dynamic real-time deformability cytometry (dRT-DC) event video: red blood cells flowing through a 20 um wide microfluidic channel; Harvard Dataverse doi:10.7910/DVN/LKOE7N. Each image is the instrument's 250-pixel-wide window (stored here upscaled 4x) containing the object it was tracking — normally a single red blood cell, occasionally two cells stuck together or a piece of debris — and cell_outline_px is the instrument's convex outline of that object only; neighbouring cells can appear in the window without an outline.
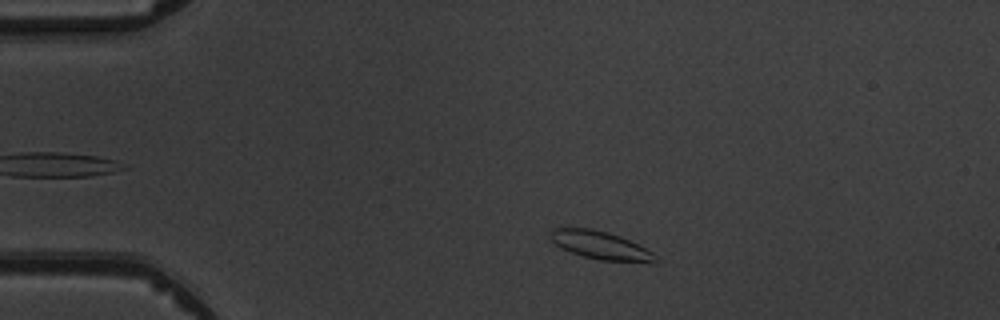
{"species": "common noctule bat (a hibernating species)", "species_latin": "Nyctalus noctula", "temperature_condition": "warm", "stored_images_in_passage": 6, "camera_frame_rate_fps": 3000, "um_per_image_px": 0.085, "animal": {"sex": "male", "body_mass_g": 19.5, "forearm_length_mm": 54.6}, "frame": {"image": 1, "passage_image": 1, "time_ms": 0.0, "image_size_px": [1000, 320], "cell_outline_px": [[660, 260], [596, 260], [572, 252], [556, 244], [552, 240], [548, 232], [552, 228], [592, 228], [608, 232], [620, 236], [652, 252]], "centroid_in_image_um": [50.94, 20.8], "position_along_channel_um": 34.1, "area_um2": 16.47}}
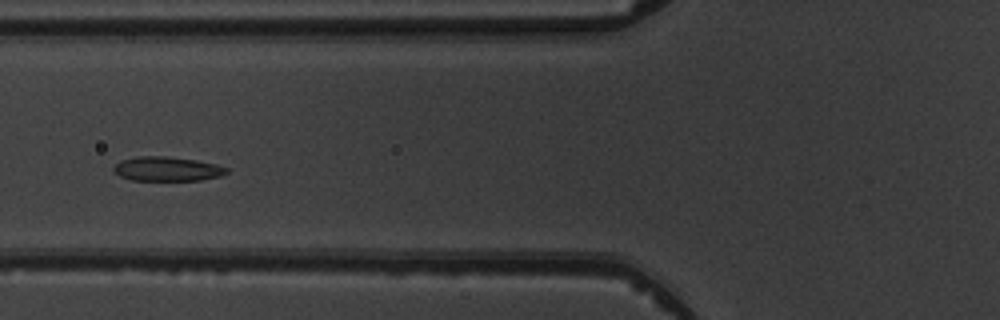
{"frame": {"image": 2, "passage_image": 3, "time_ms": 3.333, "image_size_px": [1000, 320], "cell_outline_px": [[228, 172], [220, 176], [200, 180], [132, 180], [120, 176], [112, 168], [120, 160], [136, 156], [164, 156], [196, 160], [216, 164], [228, 168]], "centroid_in_image_um": [14.2, 14.35], "position_along_channel_um": 111.6, "area_um2": 15.95}}
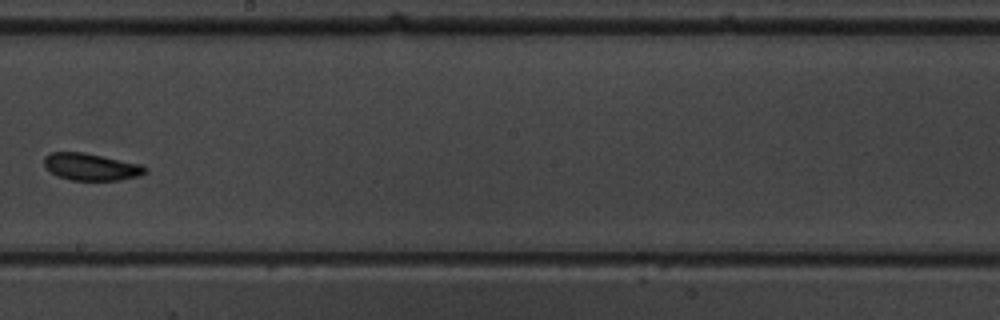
{"frame": {"image": 3, "passage_image": 6, "time_ms": 6.667, "image_size_px": [1000, 320], "cell_outline_px": [[148, 172], [140, 176], [120, 180], [72, 180], [60, 176], [52, 172], [44, 164], [44, 156], [52, 152], [84, 152], [140, 164], [148, 168]], "centroid_in_image_um": [7.79, 14.18], "position_along_channel_um": 240.4, "area_um2": 15.84}}